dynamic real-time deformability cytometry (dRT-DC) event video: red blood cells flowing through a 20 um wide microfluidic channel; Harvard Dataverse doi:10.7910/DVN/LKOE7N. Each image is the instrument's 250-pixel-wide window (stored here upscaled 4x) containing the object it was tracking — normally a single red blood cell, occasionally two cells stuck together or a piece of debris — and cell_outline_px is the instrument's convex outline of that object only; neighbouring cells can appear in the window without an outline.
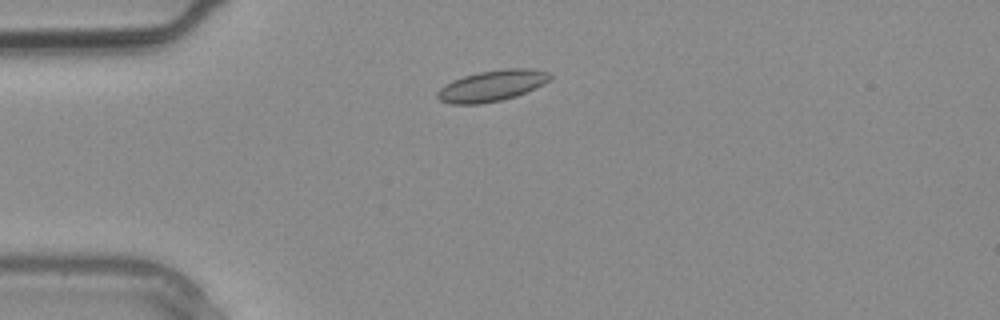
{"species": "common noctule bat (a hibernating species)", "species_latin": "Nyctalus noctula", "temperature_condition": "warm", "stored_images_in_passage": 1, "camera_frame_rate_fps": 3000, "um_per_image_px": 0.085, "animal": {"sex": "male", "body_mass_g": 20.4}, "frame": {"image": 1, "passage_image": 1, "time_ms": 0.0, "image_size_px": [1000, 320], "cell_outline_px": [[552, 80], [536, 88], [516, 96], [500, 100], [480, 104], [452, 104], [440, 100], [436, 96], [436, 92], [444, 84], [452, 80], [464, 76], [480, 72], [504, 68], [532, 68], [548, 72], [552, 76]], "centroid_in_image_um": [41.84, 7.28], "position_along_channel_um": 43.2, "area_um2": 20.52}}